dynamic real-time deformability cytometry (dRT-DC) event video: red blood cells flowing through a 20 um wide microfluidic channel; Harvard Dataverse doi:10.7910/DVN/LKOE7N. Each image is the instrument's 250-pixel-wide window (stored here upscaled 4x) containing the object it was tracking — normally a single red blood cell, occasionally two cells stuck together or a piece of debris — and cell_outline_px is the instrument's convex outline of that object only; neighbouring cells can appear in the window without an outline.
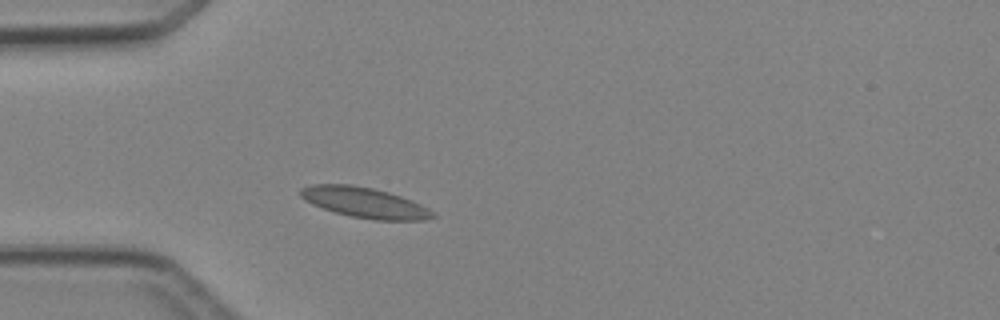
{"species": "Egyptian fruit bat (a non-hibernating species)", "species_latin": "Rousettus aegyptiacus", "temperature_condition": "cold", "stored_images_in_passage": 1, "camera_frame_rate_fps": 3000, "um_per_image_px": 0.085, "animal": {"sex": "female"}, "frame": {"image": 1, "passage_image": 1, "time_ms": 0.0, "image_size_px": [1000, 320], "cell_outline_px": [[436, 216], [424, 220], [376, 220], [352, 216], [336, 212], [312, 204], [304, 200], [300, 196], [300, 188], [312, 184], [352, 184], [372, 188], [388, 192], [412, 200], [428, 208]], "centroid_in_image_um": [30.97, 17.21], "position_along_channel_um": 54.0, "area_um2": 23.24}}